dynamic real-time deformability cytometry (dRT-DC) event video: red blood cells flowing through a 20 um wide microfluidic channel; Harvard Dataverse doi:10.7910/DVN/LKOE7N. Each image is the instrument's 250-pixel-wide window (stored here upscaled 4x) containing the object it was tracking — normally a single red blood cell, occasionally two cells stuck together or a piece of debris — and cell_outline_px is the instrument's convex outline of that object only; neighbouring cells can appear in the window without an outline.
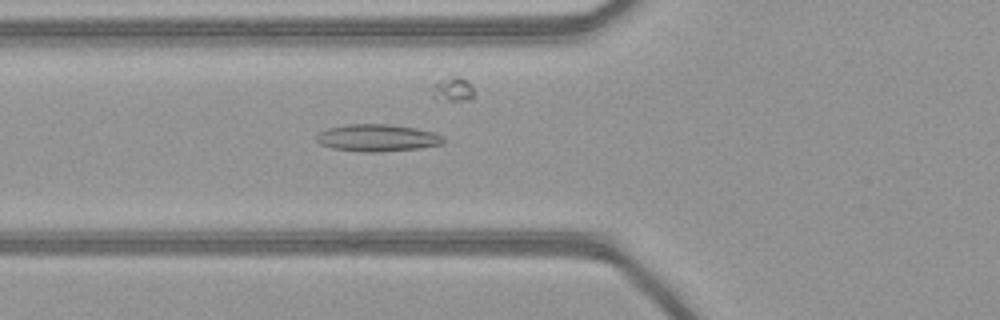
{"species": "common noctule bat (a hibernating species)", "species_latin": "Nyctalus noctula", "temperature_condition": "warm", "stored_images_in_passage": 50, "camera_frame_rate_fps": 3000, "um_per_image_px": 0.085, "animal": {"sex": "female", "body_mass_g": 21.9}, "frame": {"image": 1, "passage_image": 19, "time_ms": 6.0, "image_size_px": [1000, 320], "cell_outline_px": [[444, 144], [420, 148], [380, 152], [360, 152], [332, 148], [320, 144], [316, 140], [316, 136], [320, 132], [328, 128], [344, 124], [388, 124], [416, 128], [432, 132], [444, 136]], "centroid_in_image_um": [32.08, 11.72], "position_along_channel_um": 93.7, "area_um2": 20.23}}
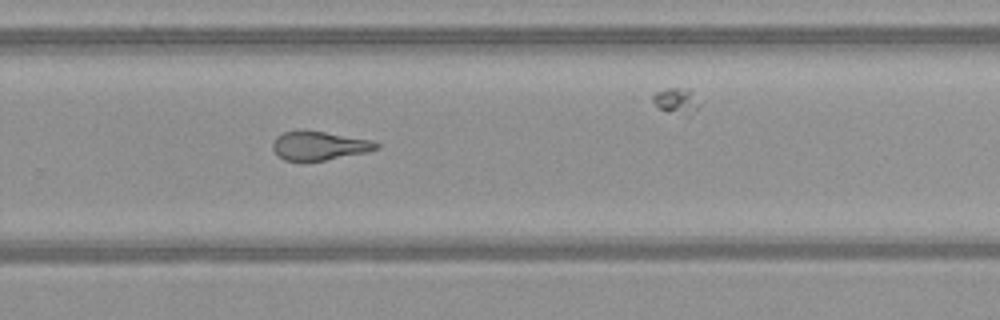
{"frame": {"image": 2, "passage_image": 34, "time_ms": 11.0, "image_size_px": [1000, 320], "cell_outline_px": [[380, 148], [364, 152], [324, 160], [284, 160], [272, 148], [272, 144], [276, 136], [284, 132], [300, 128], [372, 140], [380, 144]], "centroid_in_image_um": [27.11, 12.35], "position_along_channel_um": 302.7, "area_um2": 17.28}}
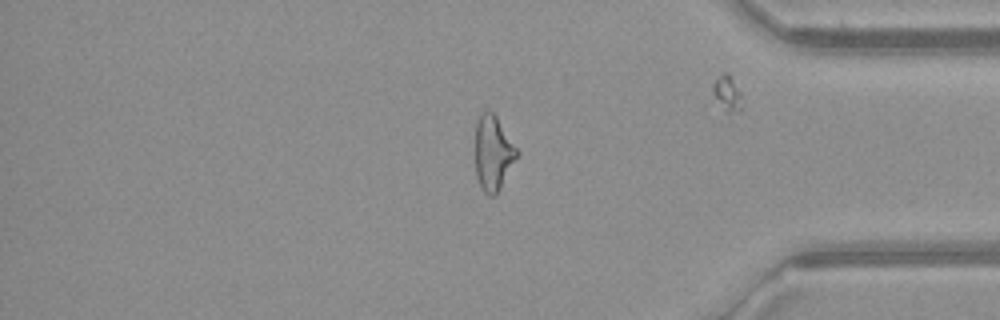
{"frame": {"image": 3, "passage_image": 42, "time_ms": 13.667, "image_size_px": [1000, 320], "cell_outline_px": [[520, 152], [496, 196], [488, 196], [484, 192], [476, 176], [476, 124], [484, 108], [488, 108], [496, 116]], "centroid_in_image_um": [41.92, 13.0], "position_along_channel_um": 393.3, "area_um2": 18.21}, "authors_computed_cell_mechanics": {"area_um2": 19.5653, "velocity_mm_per_s": 4.1714, "shape_relaxation_time_tau1_ms": null, "shape_relaxation_time_tau2_ms": 2.1387, "deformation_change_tau1": null, "deformation_change_tau2": 0.1091}}